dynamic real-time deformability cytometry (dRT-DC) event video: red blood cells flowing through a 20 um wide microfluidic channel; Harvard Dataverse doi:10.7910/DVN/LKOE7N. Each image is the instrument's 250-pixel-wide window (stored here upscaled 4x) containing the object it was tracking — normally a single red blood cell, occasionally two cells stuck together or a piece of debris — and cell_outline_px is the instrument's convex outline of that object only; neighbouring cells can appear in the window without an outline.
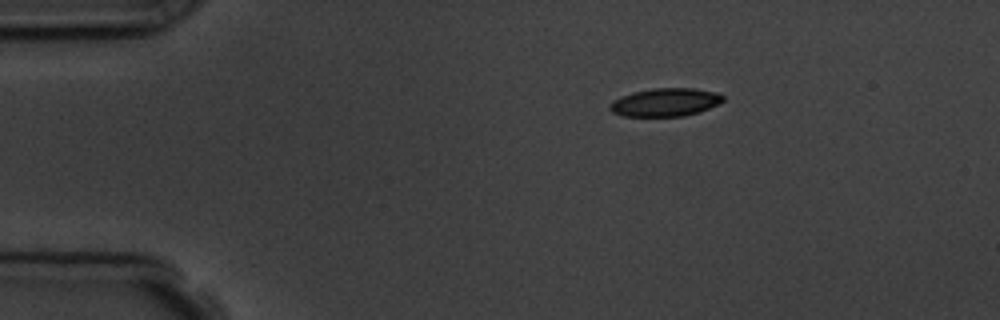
{"species": "common noctule bat (a hibernating species)", "species_latin": "Nyctalus noctula", "temperature_condition": "room temperature", "stored_images_in_passage": 4, "camera_frame_rate_fps": 3000, "um_per_image_px": 0.085, "animal": {"sex": "male", "body_mass_g": 19.5, "forearm_length_mm": 54.6}, "frame": {"image": 1, "passage_image": 1, "time_ms": 0.0, "image_size_px": [1000, 320], "cell_outline_px": [[724, 100], [720, 104], [700, 112], [684, 116], [624, 116], [612, 112], [608, 108], [608, 104], [612, 100], [632, 92], [652, 88], [692, 88], [716, 92], [724, 96]], "centroid_in_image_um": [56.55, 8.69], "position_along_channel_um": 28.5, "area_um2": 18.79}}
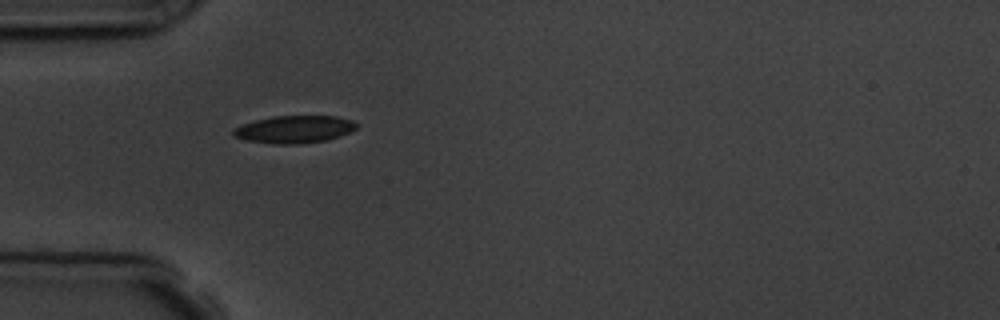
{"frame": {"image": 2, "passage_image": 3, "time_ms": 2.333, "image_size_px": [1000, 320], "cell_outline_px": [[356, 128], [340, 136], [328, 140], [300, 144], [272, 144], [248, 140], [232, 136], [232, 128], [256, 120], [272, 116], [336, 116], [352, 120], [356, 124]], "centroid_in_image_um": [24.99, 11.0], "position_along_channel_um": 60.0, "area_um2": 19.71}}